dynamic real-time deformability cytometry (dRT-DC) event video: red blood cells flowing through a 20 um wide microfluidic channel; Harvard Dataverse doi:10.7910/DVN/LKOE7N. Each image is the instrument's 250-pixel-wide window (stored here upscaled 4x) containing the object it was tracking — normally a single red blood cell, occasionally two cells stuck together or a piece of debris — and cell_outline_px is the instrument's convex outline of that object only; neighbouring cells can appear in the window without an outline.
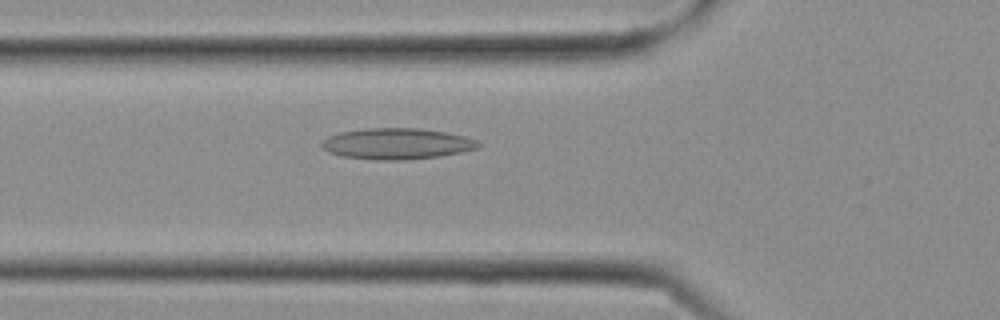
{"species": "Egyptian fruit bat (a non-hibernating species)", "species_latin": "Rousettus aegyptiacus", "temperature_condition": "cold", "stored_images_in_passage": 27, "camera_frame_rate_fps": 3000, "um_per_image_px": 0.085, "frame": {"image": 1, "passage_image": 9, "time_ms": 2.667, "image_size_px": [1000, 320], "cell_outline_px": [[480, 144], [476, 148], [460, 152], [440, 156], [400, 160], [380, 160], [340, 156], [328, 152], [320, 144], [328, 136], [340, 132], [364, 128], [420, 128], [444, 132], [464, 136], [476, 140]], "centroid_in_image_um": [33.69, 12.21], "position_along_channel_um": 92.1, "area_um2": 28.15}}
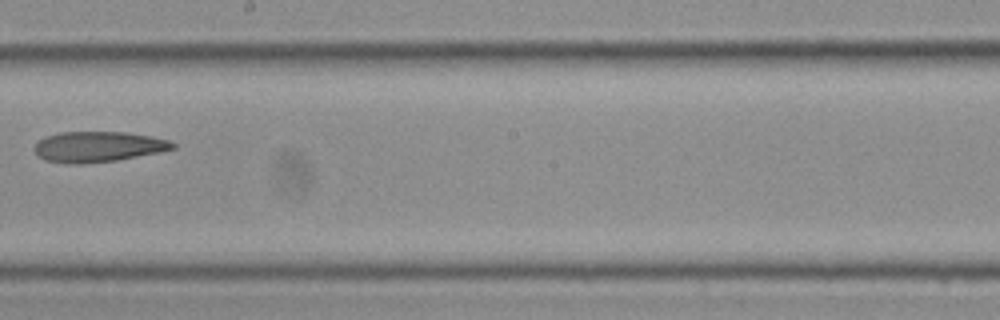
{"frame": {"image": 2, "passage_image": 15, "time_ms": 4.667, "image_size_px": [1000, 320], "cell_outline_px": [[176, 148], [160, 152], [116, 160], [84, 164], [68, 164], [44, 160], [36, 156], [36, 144], [44, 136], [60, 132], [128, 132], [152, 136], [168, 140], [176, 144]], "centroid_in_image_um": [8.34, 12.47], "position_along_channel_um": 239.9, "area_um2": 24.74}}
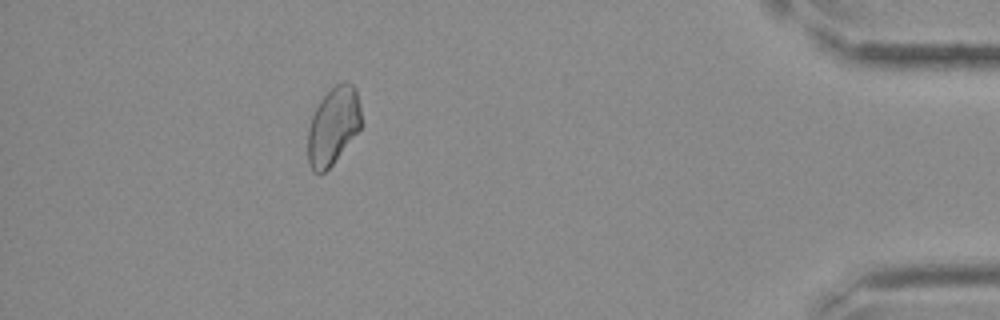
{"frame": {"image": 3, "passage_image": 24, "time_ms": 7.667, "image_size_px": [1000, 320], "cell_outline_px": [[360, 128], [332, 164], [324, 172], [312, 172], [308, 160], [308, 128], [312, 116], [320, 100], [336, 84], [348, 80], [356, 88], [360, 104]], "centroid_in_image_um": [28.31, 10.68], "position_along_channel_um": 406.9, "area_um2": 23.81}}